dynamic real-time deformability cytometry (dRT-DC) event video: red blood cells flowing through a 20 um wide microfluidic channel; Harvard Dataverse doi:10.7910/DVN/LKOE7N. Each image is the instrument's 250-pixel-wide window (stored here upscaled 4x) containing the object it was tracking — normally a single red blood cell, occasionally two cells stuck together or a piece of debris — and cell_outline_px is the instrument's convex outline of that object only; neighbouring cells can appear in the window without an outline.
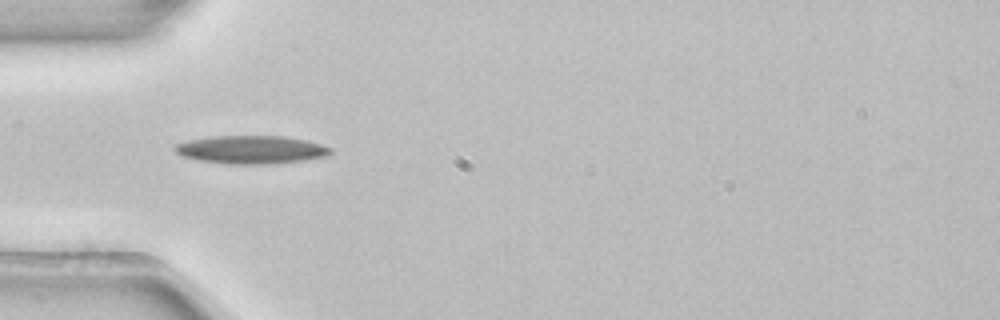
{"species": "common noctule bat (a hibernating species)", "species_latin": "Nyctalus noctula", "temperature_condition": "room temperature", "stored_images_in_passage": 4, "camera_frame_rate_fps": 3000, "um_per_image_px": 0.085, "animal": {"sex": "female", "body_mass_g": 22.7, "forearm_length_mm": 54.2}, "frame": {"image": 1, "passage_image": 1, "time_ms": 0.0, "image_size_px": [1000, 320], "cell_outline_px": [[332, 152], [328, 156], [304, 160], [268, 164], [228, 164], [196, 160], [180, 156], [172, 148], [176, 144], [192, 140], [212, 136], [284, 136], [308, 140], [332, 148]], "centroid_in_image_um": [21.35, 12.72], "position_along_channel_um": 63.6, "area_um2": 25.66}}